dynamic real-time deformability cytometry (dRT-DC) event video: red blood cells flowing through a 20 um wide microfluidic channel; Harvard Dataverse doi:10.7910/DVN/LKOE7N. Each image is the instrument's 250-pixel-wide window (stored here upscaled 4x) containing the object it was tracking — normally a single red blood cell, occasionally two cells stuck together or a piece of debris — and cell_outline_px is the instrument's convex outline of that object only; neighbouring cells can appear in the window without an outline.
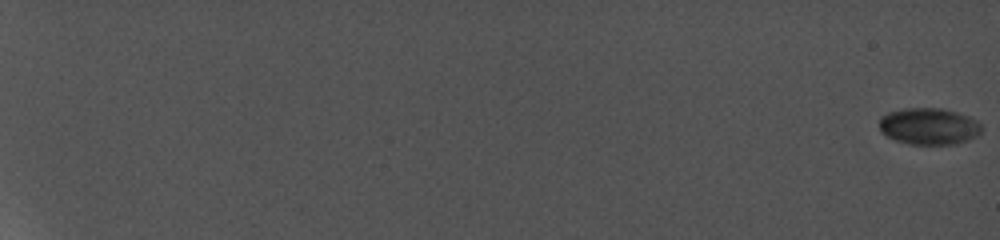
{"species": "common noctule bat (a hibernating species)", "species_latin": "Nyctalus noctula", "temperature_condition": "cold", "stored_images_in_passage": 17, "camera_frame_rate_fps": 5000, "um_per_image_px": 0.085, "animal": {"sex": "female", "body_mass_g": 19.0, "forearm_length_mm": 56.7}, "frame": {"image": 1, "passage_image": 1, "time_ms": 0.0, "image_size_px": [1000, 240], "cell_outline_px": [[980, 132], [964, 140], [952, 144], [912, 144], [896, 140], [888, 136], [880, 128], [880, 116], [888, 112], [904, 108], [940, 108], [956, 112], [968, 116], [976, 120], [980, 124]], "centroid_in_image_um": [78.91, 10.71], "position_along_channel_um": 6.1, "area_um2": 21.33}}
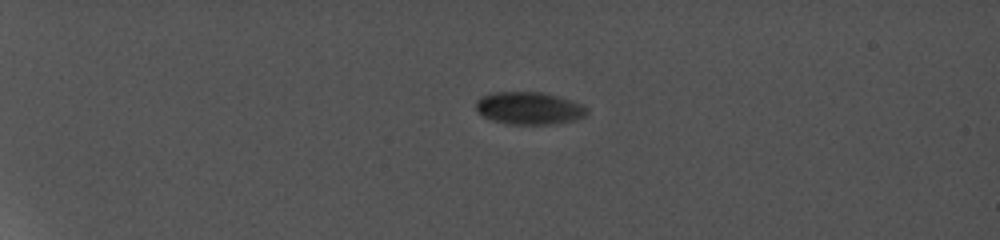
{"frame": {"image": 2, "passage_image": 8, "time_ms": 6.0, "image_size_px": [1000, 240], "cell_outline_px": [[588, 112], [584, 116], [572, 120], [544, 124], [512, 124], [496, 120], [484, 116], [476, 108], [476, 100], [480, 96], [492, 92], [544, 92], [580, 104]], "centroid_in_image_um": [44.91, 9.17], "position_along_channel_um": 40.1, "area_um2": 20.4}}
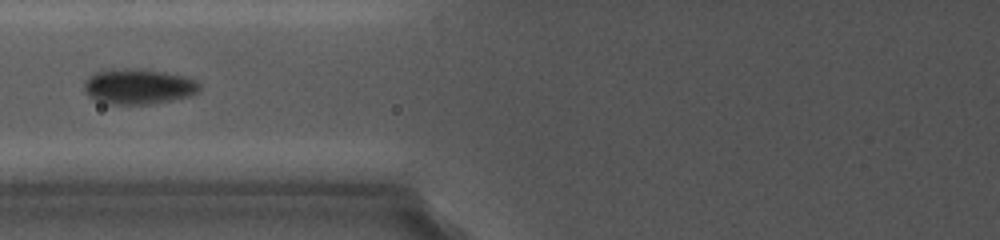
{"frame": {"image": 3, "passage_image": 13, "time_ms": 10.4, "image_size_px": [1000, 240], "cell_outline_px": [[200, 88], [196, 92], [184, 96], [168, 100], [148, 104], [120, 104], [104, 100], [92, 96], [88, 92], [84, 84], [88, 76], [96, 72], [108, 68], [140, 68], [176, 76], [192, 80]], "centroid_in_image_um": [11.69, 7.32], "position_along_channel_um": 114.1, "area_um2": 22.43}}